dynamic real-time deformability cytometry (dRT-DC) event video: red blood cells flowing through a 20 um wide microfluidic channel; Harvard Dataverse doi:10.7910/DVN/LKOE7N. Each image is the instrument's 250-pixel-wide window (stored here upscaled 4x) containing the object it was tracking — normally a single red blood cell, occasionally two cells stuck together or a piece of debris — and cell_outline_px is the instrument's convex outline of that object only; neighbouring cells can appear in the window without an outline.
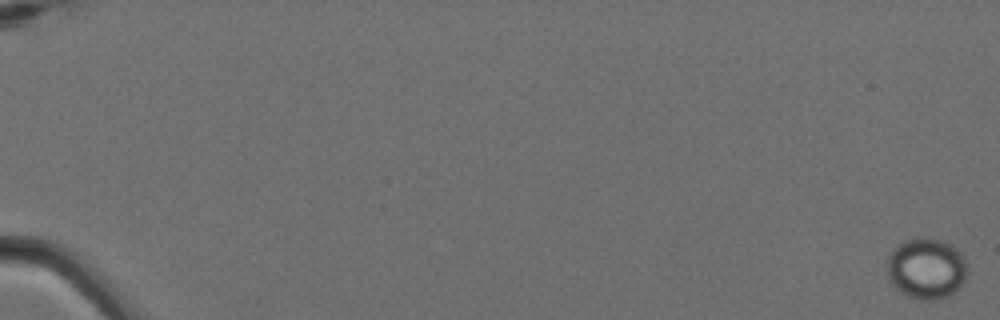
{"species": "Egyptian fruit bat (a non-hibernating species)", "species_latin": "Rousettus aegyptiacus", "temperature_condition": "cold", "stored_images_in_passage": 6, "camera_frame_rate_fps": 3000, "um_per_image_px": 0.085, "animal": {"sex": "female"}, "frame": {"image": 1, "passage_image": 1, "time_ms": 0.0, "image_size_px": [1000, 320], "cell_outline_px": [[968, 272], [960, 288], [956, 292], [940, 300], [920, 300], [908, 296], [900, 292], [892, 284], [888, 276], [888, 256], [892, 248], [908, 240], [928, 236], [944, 240], [952, 244], [964, 256]], "centroid_in_image_um": [78.78, 22.82], "position_along_channel_um": 6.2, "area_um2": 29.02}}
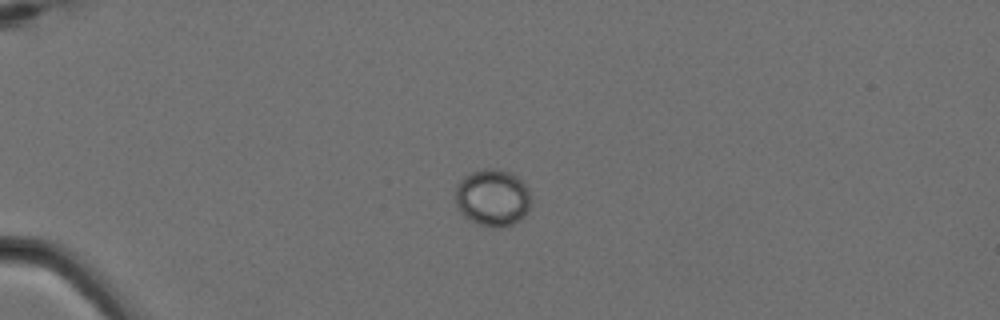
{"frame": {"image": 2, "passage_image": 5, "time_ms": 1.333, "image_size_px": [1000, 320], "cell_outline_px": [[528, 212], [520, 220], [512, 224], [500, 228], [492, 228], [480, 224], [464, 216], [456, 208], [456, 184], [464, 176], [472, 172], [484, 168], [492, 168], [508, 172], [516, 176], [524, 184], [528, 192]], "centroid_in_image_um": [41.83, 16.81], "position_along_channel_um": 43.2, "area_um2": 24.91}}